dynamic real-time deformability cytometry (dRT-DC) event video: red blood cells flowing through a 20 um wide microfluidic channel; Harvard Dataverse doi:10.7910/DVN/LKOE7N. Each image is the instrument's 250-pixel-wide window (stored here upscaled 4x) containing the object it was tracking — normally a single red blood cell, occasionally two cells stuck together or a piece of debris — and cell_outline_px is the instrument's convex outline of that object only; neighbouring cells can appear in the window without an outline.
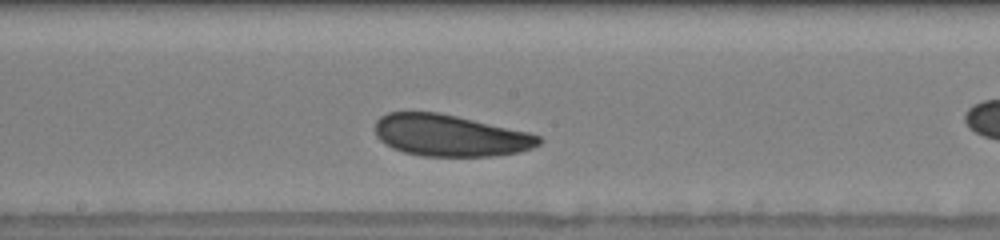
{"species": "human", "species_latin": "Homo sapiens", "temperature_condition": "warm", "stored_images_in_passage": 30, "camera_frame_rate_fps": 3000, "um_per_image_px": 0.085, "donor": {"sex": "male"}, "frame": {"image": 1, "passage_image": 13, "time_ms": 4.0, "image_size_px": [1000, 240], "cell_outline_px": [[544, 140], [540, 144], [532, 148], [520, 152], [492, 156], [424, 156], [404, 152], [392, 148], [380, 140], [376, 136], [376, 120], [380, 116], [388, 112], [440, 112], [528, 132], [540, 136]], "centroid_in_image_um": [38.27, 11.51], "position_along_channel_um": 209.9, "area_um2": 39.82}}